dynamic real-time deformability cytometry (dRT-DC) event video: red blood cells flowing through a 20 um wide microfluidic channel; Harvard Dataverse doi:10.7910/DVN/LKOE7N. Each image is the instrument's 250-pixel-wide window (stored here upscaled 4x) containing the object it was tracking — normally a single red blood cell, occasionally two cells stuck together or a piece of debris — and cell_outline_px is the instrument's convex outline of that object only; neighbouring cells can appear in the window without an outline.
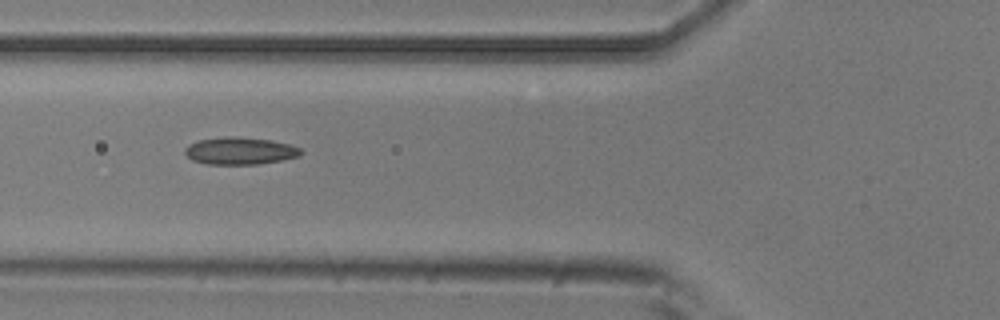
{"species": "common noctule bat (a hibernating species)", "species_latin": "Nyctalus noctula", "temperature_condition": "room temperature", "stored_images_in_passage": 9, "camera_frame_rate_fps": 3000, "um_per_image_px": 0.085, "animal": {"sex": "male", "body_mass_g": 20.5, "forearm_length_mm": 52.5}, "frame": {"image": 1, "passage_image": 6, "time_ms": 1.667, "image_size_px": [1000, 320], "cell_outline_px": [[304, 152], [300, 156], [280, 160], [256, 164], [208, 164], [192, 160], [184, 152], [184, 148], [188, 144], [200, 140], [228, 136], [236, 136], [272, 140], [288, 144], [300, 148]], "centroid_in_image_um": [20.4, 12.82], "position_along_channel_um": 105.4, "area_um2": 18.38}}
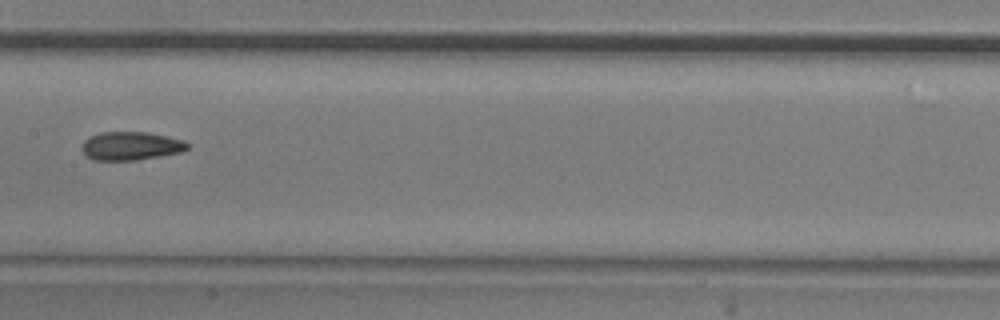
{"frame": {"image": 2, "passage_image": 8, "time_ms": 2.333, "image_size_px": [1000, 320], "cell_outline_px": [[188, 148], [184, 152], [136, 160], [92, 160], [80, 148], [84, 140], [88, 136], [100, 132], [148, 132], [168, 136], [184, 140], [188, 144]], "centroid_in_image_um": [11.12, 12.4], "position_along_channel_um": 196.3, "area_um2": 17.69}}
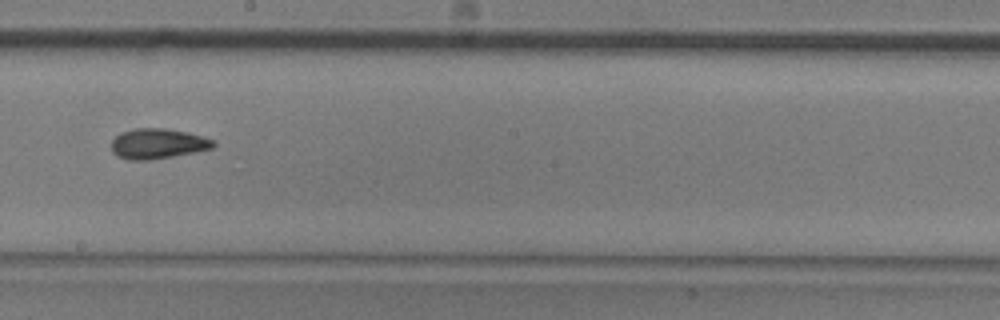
{"frame": {"image": 3, "passage_image": 9, "time_ms": 2.667, "image_size_px": [1000, 320], "cell_outline_px": [[216, 144], [212, 148], [196, 152], [148, 160], [128, 160], [116, 156], [112, 152], [112, 140], [120, 132], [136, 128], [164, 128], [188, 132], [204, 136], [216, 140]], "centroid_in_image_um": [13.42, 12.21], "position_along_channel_um": 234.8, "area_um2": 18.15}}